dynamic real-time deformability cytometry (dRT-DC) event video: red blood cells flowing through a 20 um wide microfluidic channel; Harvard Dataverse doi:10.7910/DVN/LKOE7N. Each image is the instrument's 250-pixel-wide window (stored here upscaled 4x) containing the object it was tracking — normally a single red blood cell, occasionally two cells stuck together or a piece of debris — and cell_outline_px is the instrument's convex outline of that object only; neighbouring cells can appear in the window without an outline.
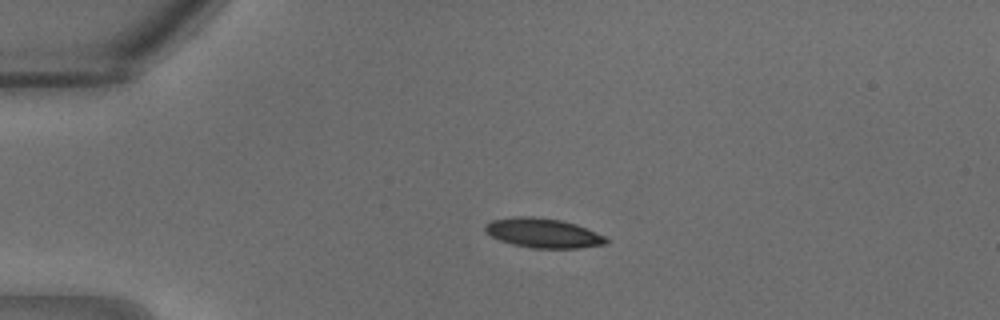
{"species": "common noctule bat (a hibernating species)", "species_latin": "Nyctalus noctula", "temperature_condition": "warm", "stored_images_in_passage": 25, "camera_frame_rate_fps": 3000, "um_per_image_px": 0.085, "animal": {"sex": "male", "body_mass_g": 18.8}, "frame": {"image": 1, "passage_image": 1, "time_ms": 0.0, "image_size_px": [1000, 320], "cell_outline_px": [[608, 240], [604, 244], [576, 248], [532, 248], [512, 244], [500, 240], [484, 232], [484, 224], [492, 220], [516, 216], [532, 216], [560, 220], [576, 224], [596, 232], [604, 236]], "centroid_in_image_um": [46.11, 19.8], "position_along_channel_um": 38.9, "area_um2": 20.69}}
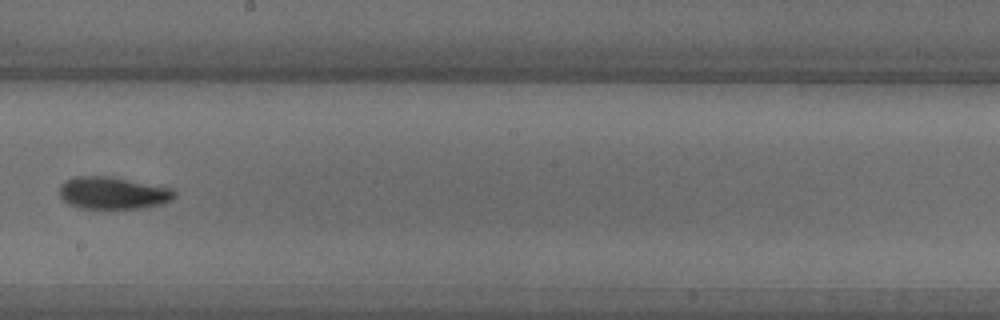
{"frame": {"image": 2, "passage_image": 12, "time_ms": 3.667, "image_size_px": [1000, 320], "cell_outline_px": [[176, 196], [172, 200], [164, 204], [140, 208], [80, 208], [68, 204], [60, 196], [60, 188], [64, 180], [76, 176], [108, 176], [172, 188], [176, 192]], "centroid_in_image_um": [9.62, 16.4], "position_along_channel_um": 238.6, "area_um2": 21.62}}
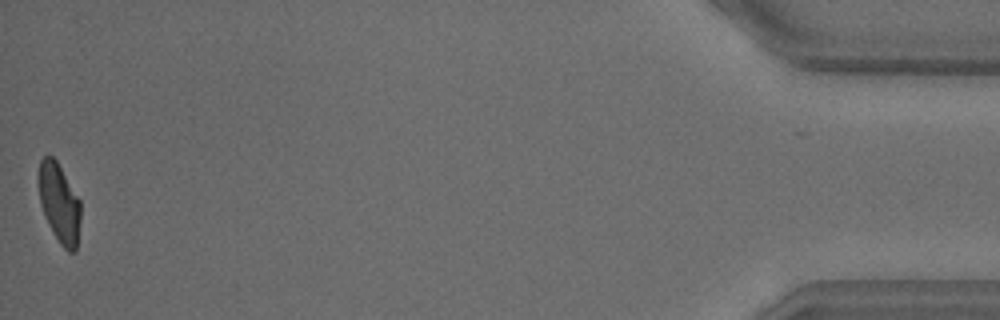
{"frame": {"image": 3, "passage_image": 25, "time_ms": 8.0, "image_size_px": [1000, 320], "cell_outline_px": [[80, 220], [76, 252], [68, 252], [60, 244], [52, 232], [44, 216], [40, 204], [36, 180], [36, 176], [40, 160], [44, 156], [52, 156], [56, 160], [80, 200]], "centroid_in_image_um": [5.0, 17.25], "position_along_channel_um": 430.2, "area_um2": 19.83}}